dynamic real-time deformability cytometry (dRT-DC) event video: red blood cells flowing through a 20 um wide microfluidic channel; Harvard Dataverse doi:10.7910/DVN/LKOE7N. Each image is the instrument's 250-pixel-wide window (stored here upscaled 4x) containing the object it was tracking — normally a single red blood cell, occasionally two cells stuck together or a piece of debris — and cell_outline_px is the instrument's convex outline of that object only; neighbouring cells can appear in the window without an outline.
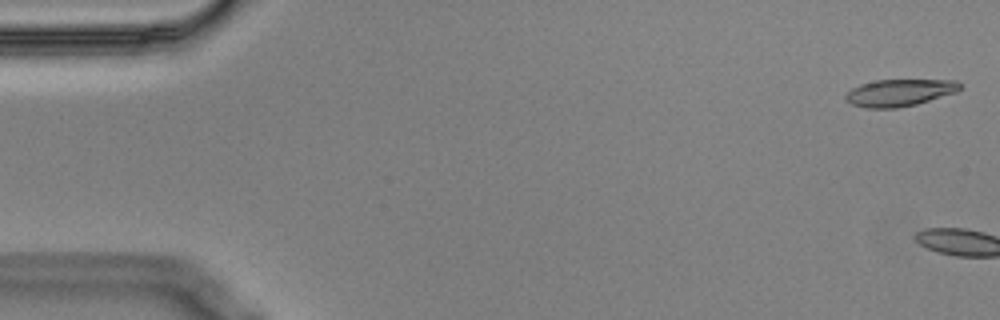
{"species": "Egyptian fruit bat (a non-hibernating species)", "species_latin": "Rousettus aegyptiacus", "temperature_condition": "cold", "stored_images_in_passage": 4, "camera_frame_rate_fps": 3000, "um_per_image_px": 0.085, "animal": {"sex": "male"}, "frame": {"image": 1, "passage_image": 2, "time_ms": 0.333, "image_size_px": [1000, 320], "cell_outline_px": [[960, 88], [956, 92], [916, 104], [896, 108], [864, 108], [852, 104], [844, 96], [852, 88], [860, 84], [876, 80], [956, 80], [960, 84]], "centroid_in_image_um": [76.44, 7.87], "position_along_channel_um": 8.6, "area_um2": 17.8}}